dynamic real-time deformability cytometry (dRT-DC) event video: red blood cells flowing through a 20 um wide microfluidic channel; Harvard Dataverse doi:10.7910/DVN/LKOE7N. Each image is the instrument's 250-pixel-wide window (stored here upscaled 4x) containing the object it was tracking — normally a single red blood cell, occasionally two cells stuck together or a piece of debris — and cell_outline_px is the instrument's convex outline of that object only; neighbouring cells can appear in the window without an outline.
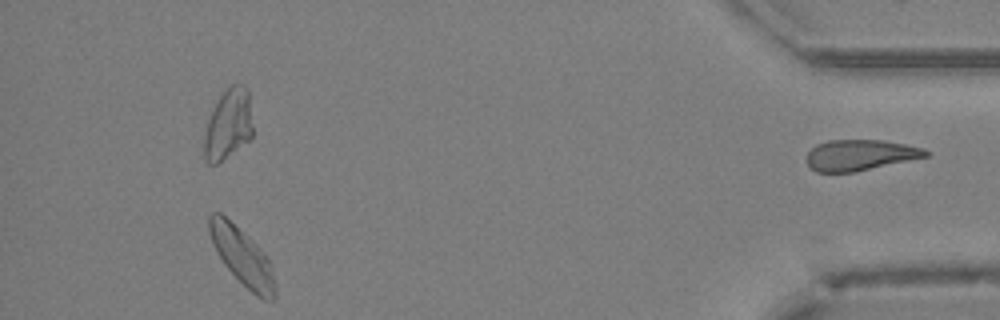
{"species": "Egyptian fruit bat (a non-hibernating species)", "species_latin": "Rousettus aegyptiacus", "temperature_condition": "cold", "stored_images_in_passage": 32, "segment_of_instrument_passage": [1, 2], "camera_frame_rate_fps": 3000, "um_per_image_px": 0.085, "animal": {"sex": "female"}, "frame": {"image": 1, "passage_image": 28, "time_ms": 9.0, "image_size_px": [1000, 320], "cell_outline_px": [[276, 296], [272, 300], [264, 300], [256, 296], [224, 264], [208, 232], [208, 216], [212, 212], [220, 212], [252, 240], [264, 252], [272, 264], [276, 288]], "centroid_in_image_um": [20.62, 21.81], "position_along_channel_um": 414.6, "area_um2": 21.68}}